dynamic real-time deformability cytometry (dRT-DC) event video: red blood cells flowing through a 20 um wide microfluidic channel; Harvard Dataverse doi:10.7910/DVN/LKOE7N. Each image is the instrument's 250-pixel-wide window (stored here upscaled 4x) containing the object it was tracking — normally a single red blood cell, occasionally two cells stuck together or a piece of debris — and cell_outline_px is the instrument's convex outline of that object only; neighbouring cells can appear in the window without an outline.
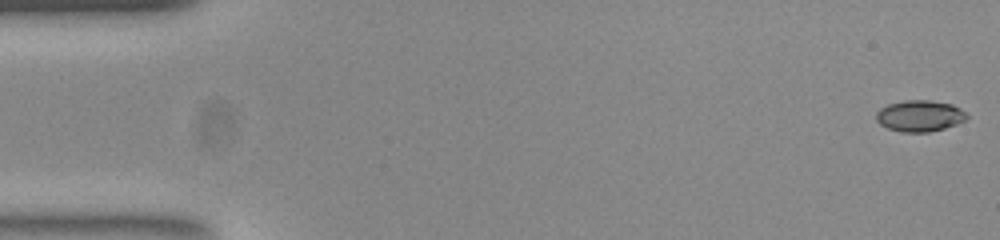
{"species": "common noctule bat (a hibernating species)", "species_latin": "Nyctalus noctula", "temperature_condition": "room temperature", "stored_images_in_passage": 53, "camera_frame_rate_fps": 3000, "um_per_image_px": 0.085, "animal": {"sex": "female", "body_mass_g": 23.0, "forearm_length_mm": 53.4}, "frame": {"image": 1, "passage_image": 1, "time_ms": 0.0, "image_size_px": [1000, 240], "cell_outline_px": [[968, 116], [964, 120], [956, 124], [944, 128], [928, 132], [904, 132], [888, 128], [880, 124], [876, 120], [876, 112], [880, 108], [888, 104], [904, 100], [928, 100], [952, 104], [960, 108]], "centroid_in_image_um": [78.15, 9.84], "position_along_channel_um": 6.8, "area_um2": 16.42}}
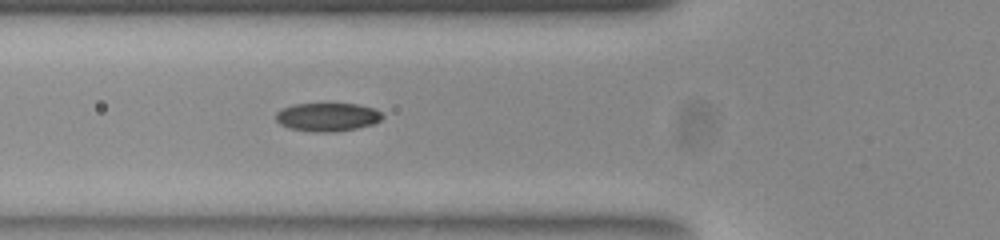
{"frame": {"image": 2, "passage_image": 19, "time_ms": 6.0, "image_size_px": [1000, 240], "cell_outline_px": [[384, 116], [380, 120], [372, 124], [356, 128], [324, 132], [320, 132], [288, 128], [280, 124], [276, 120], [276, 112], [292, 104], [356, 104], [376, 108]], "centroid_in_image_um": [27.83, 9.93], "position_along_channel_um": 98.0, "area_um2": 17.4}}
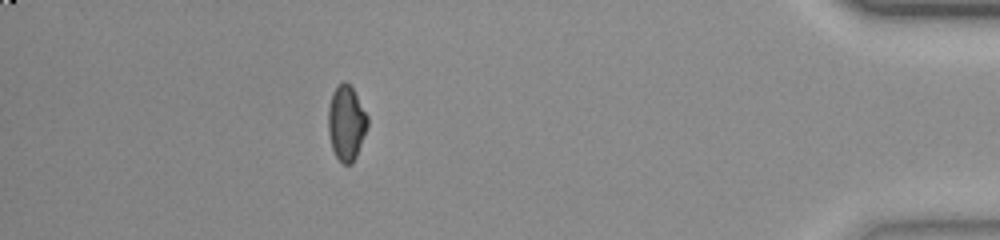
{"frame": {"image": 3, "passage_image": 47, "time_ms": 15.333, "image_size_px": [1000, 240], "cell_outline_px": [[368, 124], [356, 156], [352, 164], [344, 164], [336, 156], [332, 148], [328, 132], [328, 108], [332, 92], [344, 80], [352, 88], [368, 116]], "centroid_in_image_um": [29.42, 10.45], "position_along_channel_um": 405.8, "area_um2": 16.94}, "authors_computed_cell_mechanics": {"area_um2": 17.1088, "velocity_mm_per_s": 3.8738, "shape_relaxation_time_tau1_ms": 4.6229, "shape_relaxation_time_tau2_ms": 2.9197, "deformation_change_tau1": 0.1263, "deformation_change_tau2": 0.0531}}